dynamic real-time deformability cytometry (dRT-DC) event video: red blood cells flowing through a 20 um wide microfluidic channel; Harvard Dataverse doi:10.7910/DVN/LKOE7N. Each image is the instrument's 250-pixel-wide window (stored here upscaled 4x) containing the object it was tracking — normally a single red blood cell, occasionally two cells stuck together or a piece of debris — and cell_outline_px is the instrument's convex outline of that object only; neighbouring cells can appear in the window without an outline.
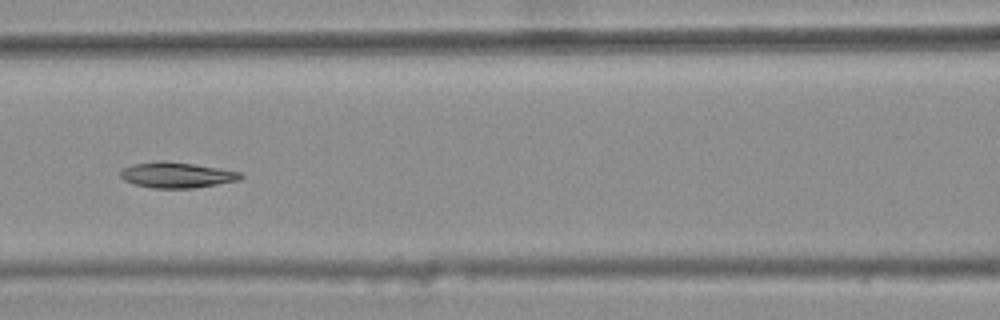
{"species": "common noctule bat (a hibernating species)", "species_latin": "Nyctalus noctula", "temperature_condition": "warm", "stored_images_in_passage": 8, "camera_frame_rate_fps": 3000, "um_per_image_px": 0.085, "animal": {"sex": "female", "body_mass_g": 25.1}, "frame": {"image": 1, "passage_image": 7, "time_ms": 2.0, "image_size_px": [1000, 320], "cell_outline_px": [[244, 176], [240, 180], [192, 188], [152, 188], [136, 184], [124, 180], [120, 176], [120, 172], [124, 168], [132, 164], [160, 160], [164, 160], [192, 164], [240, 172]], "centroid_in_image_um": [15.0, 14.87], "position_along_channel_um": 151.6, "area_um2": 17.74}}
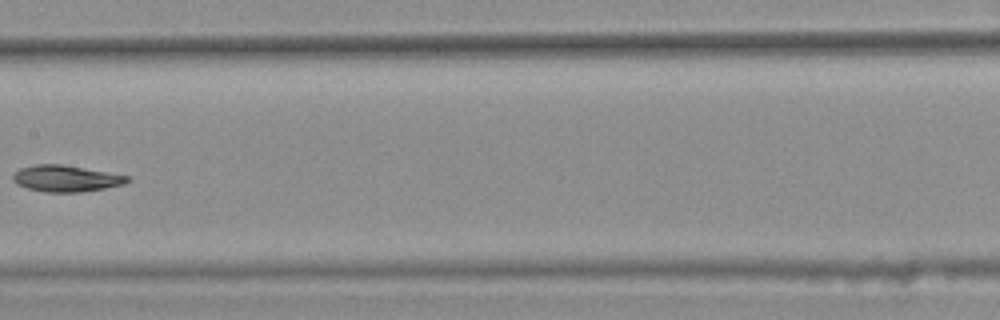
{"frame": {"image": 2, "passage_image": 8, "time_ms": 2.333, "image_size_px": [1000, 320], "cell_outline_px": [[132, 180], [124, 184], [104, 188], [80, 192], [44, 192], [28, 188], [16, 184], [12, 180], [12, 176], [20, 168], [36, 164], [60, 164], [84, 168], [128, 176]], "centroid_in_image_um": [5.59, 15.17], "position_along_channel_um": 201.8, "area_um2": 17.46}}